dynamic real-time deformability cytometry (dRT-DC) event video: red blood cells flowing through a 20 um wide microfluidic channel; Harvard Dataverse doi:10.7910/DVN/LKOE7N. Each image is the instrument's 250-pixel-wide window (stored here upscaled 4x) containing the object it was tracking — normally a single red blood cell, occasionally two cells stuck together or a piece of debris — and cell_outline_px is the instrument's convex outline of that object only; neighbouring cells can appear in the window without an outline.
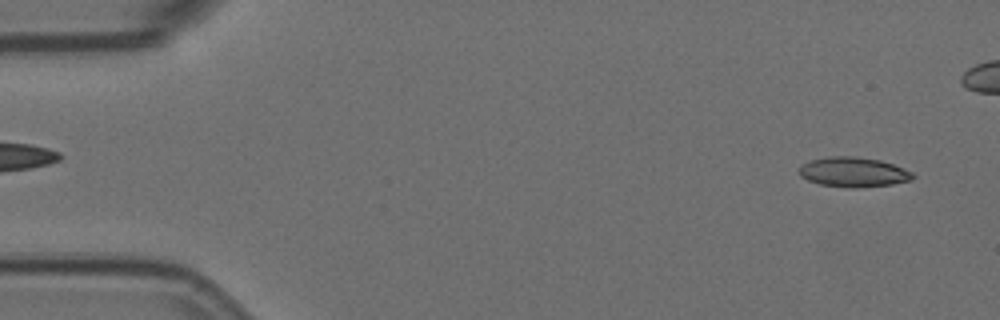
{"species": "Egyptian fruit bat (a non-hibernating species)", "species_latin": "Rousettus aegyptiacus", "temperature_condition": "room temperature", "stored_images_in_passage": 6, "segment_of_instrument_passage": [2, 2], "camera_frame_rate_fps": 3000, "um_per_image_px": 0.085, "animal": {"sex": "female"}, "frame": {"image": 1, "passage_image": 6, "time_ms": 1.667, "image_size_px": [1000, 320], "cell_outline_px": [[916, 176], [912, 180], [892, 184], [856, 188], [852, 188], [820, 184], [808, 180], [800, 176], [800, 168], [804, 164], [812, 160], [828, 156], [856, 156], [880, 160], [892, 164], [912, 172]], "centroid_in_image_um": [72.57, 14.63], "position_along_channel_um": 12.4, "area_um2": 19.59}}